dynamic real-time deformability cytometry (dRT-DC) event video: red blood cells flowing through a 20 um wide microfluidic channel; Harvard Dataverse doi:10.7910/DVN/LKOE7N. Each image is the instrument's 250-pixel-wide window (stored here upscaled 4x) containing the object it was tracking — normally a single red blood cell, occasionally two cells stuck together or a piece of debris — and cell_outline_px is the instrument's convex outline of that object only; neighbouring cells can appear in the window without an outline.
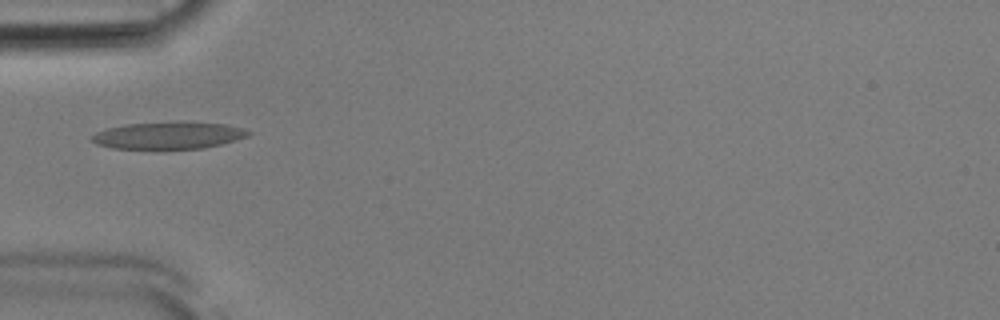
{"species": "Egyptian fruit bat (a non-hibernating species)", "species_latin": "Rousettus aegyptiacus", "temperature_condition": "room temperature", "stored_images_in_passage": 30, "camera_frame_rate_fps": 3000, "um_per_image_px": 0.085, "animal": {"sex": "male"}, "frame": {"image": 1, "passage_image": 1, "time_ms": 0.0, "image_size_px": [1000, 320], "cell_outline_px": [[252, 132], [248, 136], [220, 144], [204, 148], [112, 148], [96, 144], [88, 136], [104, 128], [128, 124], [224, 124], [244, 128]], "centroid_in_image_um": [14.25, 11.54], "position_along_channel_um": 70.7, "area_um2": 23.58}}
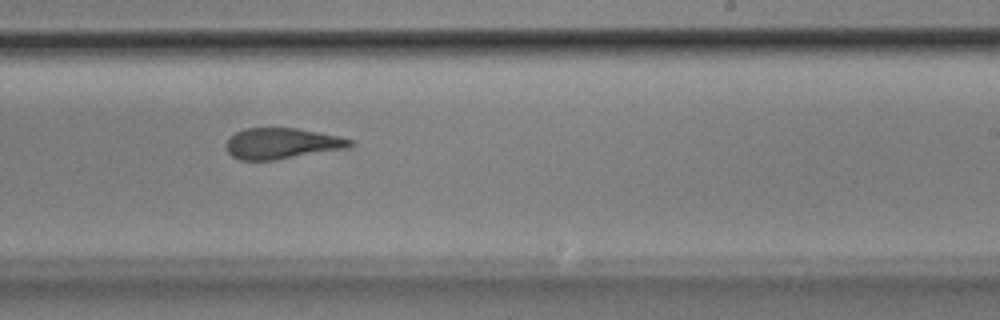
{"frame": {"image": 2, "passage_image": 16, "time_ms": 5.0, "image_size_px": [1000, 320], "cell_outline_px": [[356, 144], [352, 148], [276, 160], [240, 160], [232, 156], [228, 152], [224, 144], [236, 132], [244, 128], [296, 128], [320, 132], [340, 136], [352, 140]], "centroid_in_image_um": [24.03, 12.2], "position_along_channel_um": 265.0, "area_um2": 22.72}}
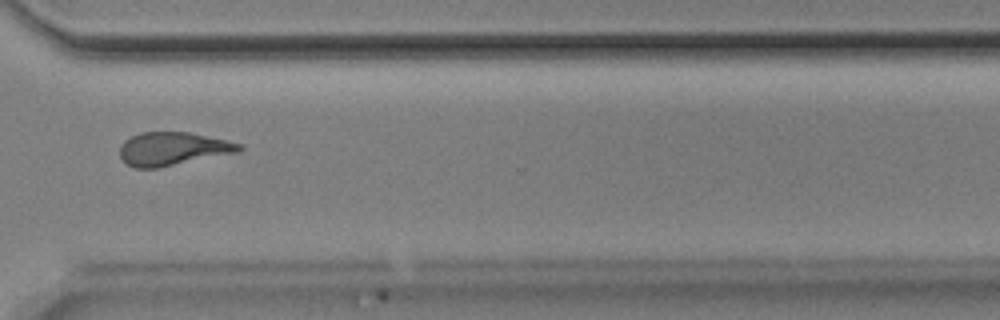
{"frame": {"image": 3, "passage_image": 23, "time_ms": 7.333, "image_size_px": [1000, 320], "cell_outline_px": [[244, 148], [240, 152], [156, 168], [136, 168], [128, 164], [120, 156], [120, 144], [124, 140], [140, 132], [188, 132], [244, 144]], "centroid_in_image_um": [14.71, 12.64], "position_along_channel_um": 355.9, "area_um2": 23.12}, "authors_computed_cell_mechanics": {"area_um2": 23.3801, "velocity_mm_per_s": 3.8858, "shape_relaxation_time_tau1_ms": 8.2774, "shape_relaxation_time_tau2_ms": 2.383, "deformation_change_tau1": 0.2017, "deformation_change_tau2": 0.1099}}